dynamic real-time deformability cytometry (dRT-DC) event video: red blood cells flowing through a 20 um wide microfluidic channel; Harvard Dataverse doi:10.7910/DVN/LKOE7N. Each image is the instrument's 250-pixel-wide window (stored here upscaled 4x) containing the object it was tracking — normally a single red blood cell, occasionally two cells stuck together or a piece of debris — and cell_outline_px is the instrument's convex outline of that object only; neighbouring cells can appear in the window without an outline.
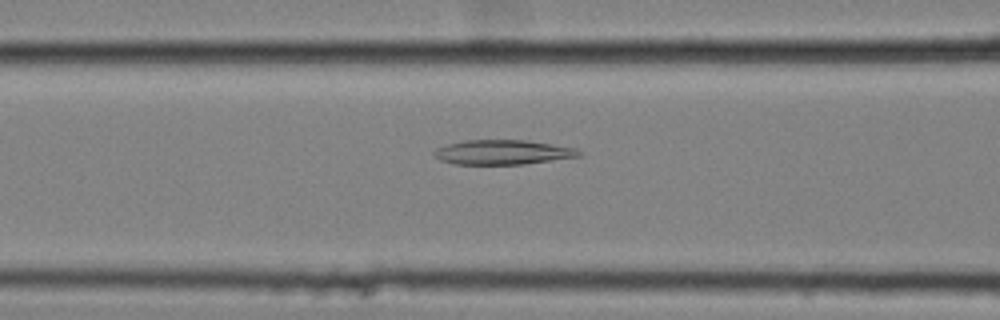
{"species": "common noctule bat (a hibernating species)", "species_latin": "Nyctalus noctula", "temperature_condition": "cold", "stored_images_in_passage": 57, "camera_frame_rate_fps": 3000, "um_per_image_px": 0.085, "animal": {"sex": "female", "body_mass_g": 25.1}, "frame": {"image": 1, "passage_image": 24, "time_ms": 7.667, "image_size_px": [1000, 320], "cell_outline_px": [[584, 152], [580, 156], [524, 164], [456, 164], [440, 160], [432, 152], [436, 148], [448, 144], [464, 140], [528, 140], [576, 148]], "centroid_in_image_um": [42.75, 12.93], "position_along_channel_um": 123.8, "area_um2": 20.75}}
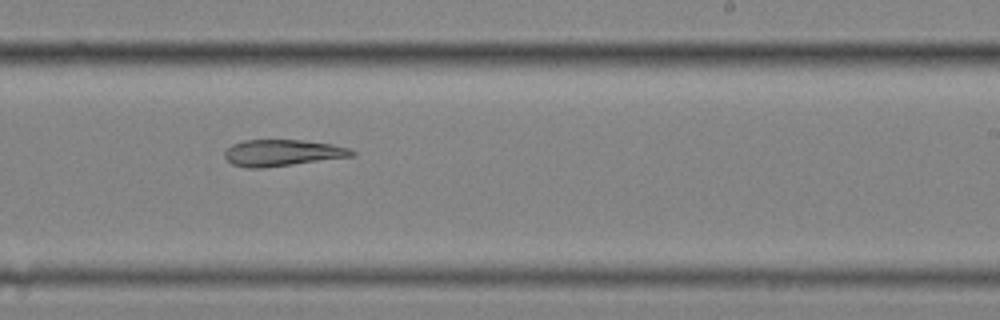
{"frame": {"image": 2, "passage_image": 36, "time_ms": 11.667, "image_size_px": [1000, 320], "cell_outline_px": [[356, 156], [264, 168], [248, 168], [232, 164], [224, 156], [224, 152], [232, 144], [244, 140], [300, 140], [332, 144], [352, 148], [356, 152]], "centroid_in_image_um": [24.05, 12.99], "position_along_channel_um": 265.0, "area_um2": 19.77}}
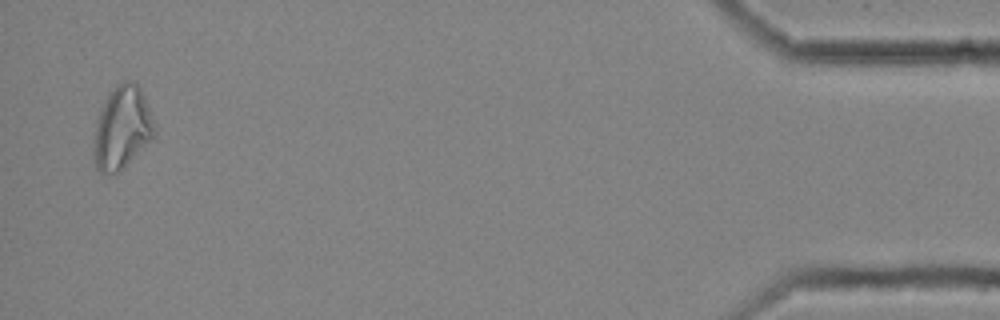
{"frame": {"image": 3, "passage_image": 56, "time_ms": 18.333, "image_size_px": [1000, 320], "cell_outline_px": [[156, 136], [120, 172], [100, 172], [96, 168], [92, 156], [92, 148], [96, 120], [104, 100], [116, 84], [124, 80], [136, 80], [148, 104], [156, 124]], "centroid_in_image_um": [10.39, 10.85], "position_along_channel_um": 424.8, "area_um2": 30.06}}